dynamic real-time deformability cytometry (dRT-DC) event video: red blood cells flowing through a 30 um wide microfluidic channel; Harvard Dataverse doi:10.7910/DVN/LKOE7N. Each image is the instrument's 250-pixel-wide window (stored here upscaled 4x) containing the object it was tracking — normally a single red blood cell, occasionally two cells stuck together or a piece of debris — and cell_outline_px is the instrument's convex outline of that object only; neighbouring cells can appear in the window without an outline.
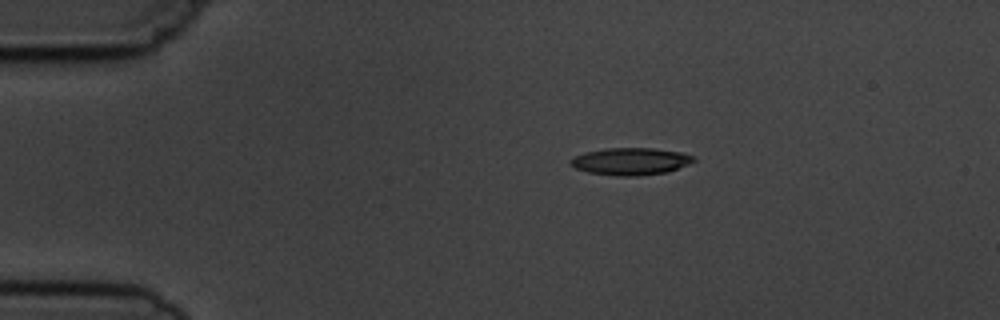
{"species": "common noctule bat (a hibernating species)", "species_latin": "Nyctalus noctula", "temperature_condition": "cold", "stored_images_in_passage": 2, "camera_frame_rate_fps": 3000, "um_per_image_px": 0.085, "animal": {"sex": "male", "body_mass_g": 19.5, "forearm_length_mm": 54.6}, "frame": {"image": 1, "passage_image": 1, "time_ms": 0.0, "image_size_px": [1000, 320], "cell_outline_px": [[696, 160], [688, 164], [668, 172], [636, 176], [616, 176], [588, 172], [576, 168], [568, 164], [568, 160], [572, 156], [584, 152], [604, 148], [652, 148], [684, 152], [696, 156]], "centroid_in_image_um": [53.58, 13.71], "position_along_channel_um": 31.4, "area_um2": 19.88}}